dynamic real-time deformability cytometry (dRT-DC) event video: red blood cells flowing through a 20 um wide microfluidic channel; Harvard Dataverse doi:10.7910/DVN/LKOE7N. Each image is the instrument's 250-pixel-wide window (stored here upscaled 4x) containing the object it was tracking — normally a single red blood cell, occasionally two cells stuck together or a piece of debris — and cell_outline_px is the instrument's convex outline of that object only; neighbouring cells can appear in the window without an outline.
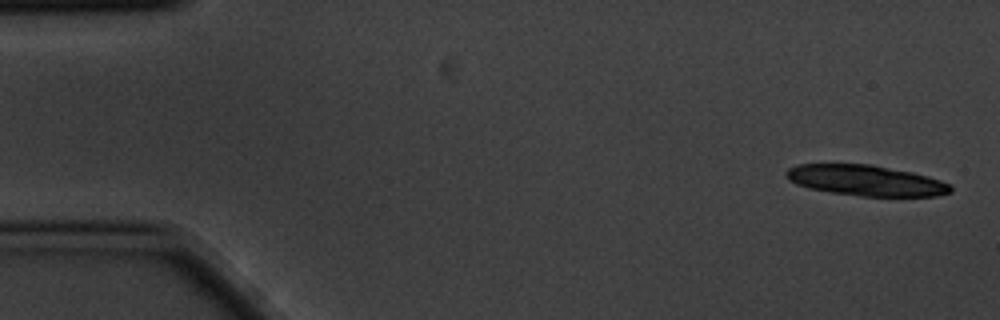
{"species": "common noctule bat (a hibernating species)", "species_latin": "Nyctalus noctula", "temperature_condition": "cold", "stored_images_in_passage": 4, "camera_frame_rate_fps": 3000, "um_per_image_px": 0.085, "animal": {"sex": "male", "body_mass_g": 20.1, "forearm_length_mm": 53.5}, "frame": {"image": 1, "passage_image": 1, "time_ms": 0.0, "image_size_px": [1000, 320], "cell_outline_px": [[952, 192], [936, 196], [860, 196], [832, 192], [808, 188], [796, 184], [788, 180], [784, 172], [788, 168], [796, 164], [872, 164], [912, 172], [928, 176], [952, 184]], "centroid_in_image_um": [73.59, 15.33], "position_along_channel_um": 11.4, "area_um2": 29.54}}